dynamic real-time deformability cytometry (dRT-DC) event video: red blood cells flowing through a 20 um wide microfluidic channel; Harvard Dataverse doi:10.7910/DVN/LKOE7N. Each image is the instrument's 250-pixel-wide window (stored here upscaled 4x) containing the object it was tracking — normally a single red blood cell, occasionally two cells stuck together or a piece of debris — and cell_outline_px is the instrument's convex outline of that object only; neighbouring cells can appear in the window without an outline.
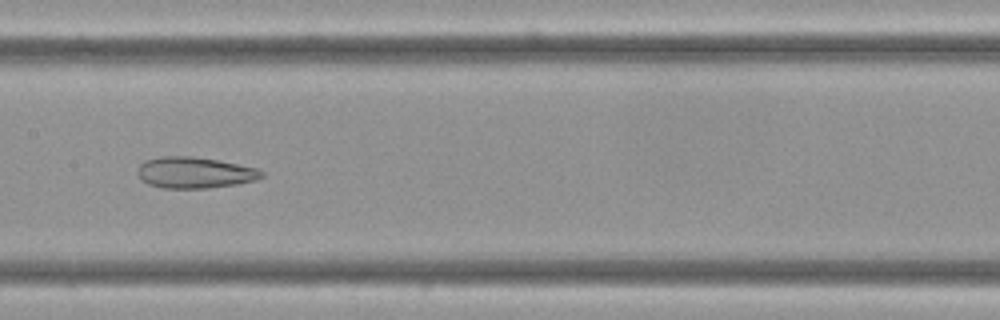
{"species": "Egyptian fruit bat (a non-hibernating species)", "species_latin": "Rousettus aegyptiacus", "temperature_condition": "cold", "stored_images_in_passage": 11, "camera_frame_rate_fps": 3000, "um_per_image_px": 0.085, "frame": {"image": 1, "passage_image": 4, "time_ms": 1.0, "image_size_px": [1000, 320], "cell_outline_px": [[264, 176], [256, 180], [236, 184], [208, 188], [160, 188], [148, 184], [136, 172], [140, 164], [144, 160], [160, 156], [192, 156], [216, 160], [256, 168], [264, 172]], "centroid_in_image_um": [16.52, 14.67], "position_along_channel_um": 190.9, "area_um2": 22.48}}
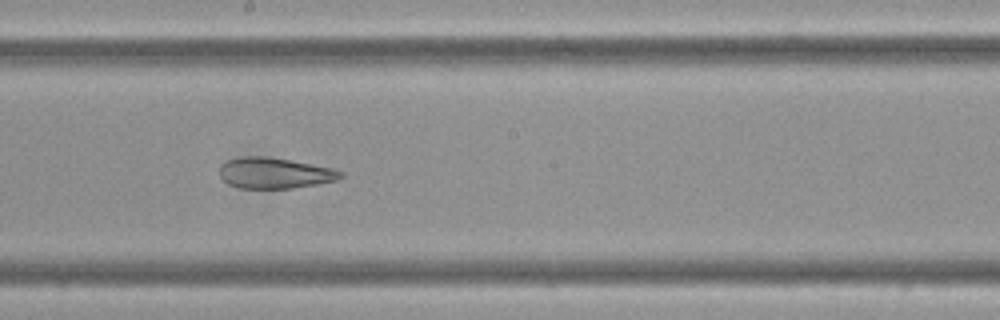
{"frame": {"image": 2, "passage_image": 5, "time_ms": 1.333, "image_size_px": [1000, 320], "cell_outline_px": [[344, 176], [336, 180], [316, 184], [292, 188], [240, 188], [228, 184], [220, 176], [220, 164], [228, 160], [244, 156], [264, 156], [288, 160], [332, 168], [344, 172]], "centroid_in_image_um": [23.33, 14.71], "position_along_channel_um": 224.9, "area_um2": 21.56}}